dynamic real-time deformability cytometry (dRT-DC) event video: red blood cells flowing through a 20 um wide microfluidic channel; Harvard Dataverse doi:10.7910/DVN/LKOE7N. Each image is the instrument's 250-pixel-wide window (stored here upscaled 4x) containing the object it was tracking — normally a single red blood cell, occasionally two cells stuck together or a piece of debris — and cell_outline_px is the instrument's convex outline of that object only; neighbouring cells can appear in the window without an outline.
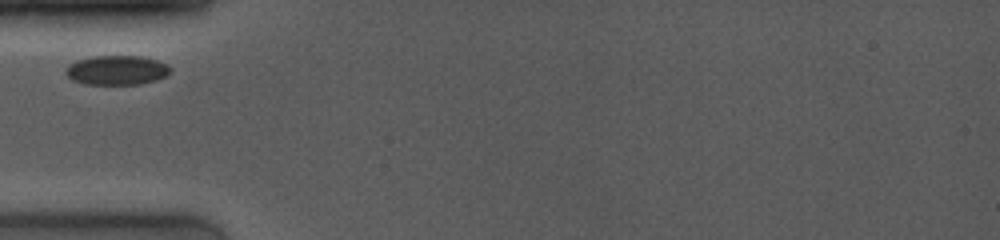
{"species": "common noctule bat (a hibernating species)", "species_latin": "Nyctalus noctula", "temperature_condition": "room temperature", "stored_images_in_passage": 6, "camera_frame_rate_fps": 4000, "um_per_image_px": 0.085, "animal": {"sex": "female", "body_mass_g": 19.0, "forearm_length_mm": 53.3}, "frame": {"image": 1, "passage_image": 1, "time_ms": 0.0, "image_size_px": [1000, 240], "cell_outline_px": [[168, 72], [164, 76], [156, 80], [140, 84], [84, 84], [72, 80], [64, 72], [64, 68], [68, 64], [76, 60], [92, 56], [140, 56], [156, 60], [168, 64]], "centroid_in_image_um": [9.85, 5.96], "position_along_channel_um": 75.2, "area_um2": 17.92}}